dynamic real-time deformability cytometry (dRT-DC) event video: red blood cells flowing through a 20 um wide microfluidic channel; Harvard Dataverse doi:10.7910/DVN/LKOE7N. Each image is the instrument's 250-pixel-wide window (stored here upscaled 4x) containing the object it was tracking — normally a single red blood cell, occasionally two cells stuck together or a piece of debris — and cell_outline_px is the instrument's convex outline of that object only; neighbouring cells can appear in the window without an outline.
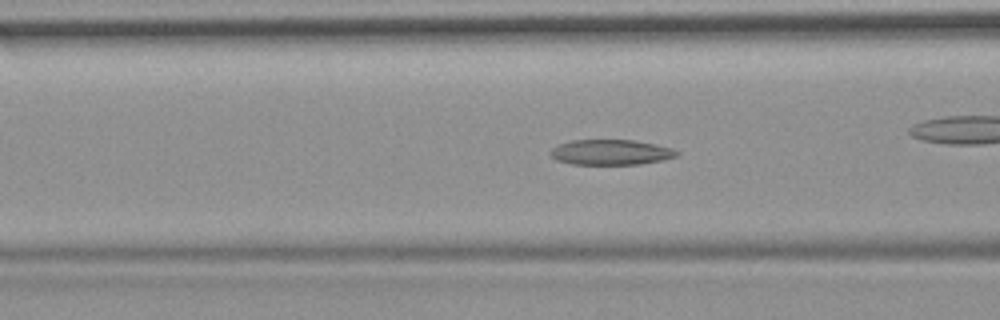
{"species": "common noctule bat (a hibernating species)", "species_latin": "Nyctalus noctula", "temperature_condition": "room temperature", "stored_images_in_passage": 49, "camera_frame_rate_fps": 3000, "um_per_image_px": 0.085, "animal": {"sex": "female", "body_mass_g": 19.9}, "frame": {"image": 1, "passage_image": 15, "time_ms": 4.667, "image_size_px": [1000, 320], "cell_outline_px": [[680, 152], [676, 156], [664, 160], [640, 164], [572, 164], [556, 160], [548, 152], [552, 148], [560, 144], [572, 140], [632, 140], [672, 148]], "centroid_in_image_um": [51.91, 12.94], "position_along_channel_um": 114.7, "area_um2": 18.5}, "authors_computed_cell_mechanics": {"area_um2": 19.363, "velocity_mm_per_s": 3.7069, "shape_relaxation_time_tau1_ms": null, "shape_relaxation_time_tau2_ms": 4.2149, "deformation_change_tau1": null, "deformation_change_tau2": 0.1181}}